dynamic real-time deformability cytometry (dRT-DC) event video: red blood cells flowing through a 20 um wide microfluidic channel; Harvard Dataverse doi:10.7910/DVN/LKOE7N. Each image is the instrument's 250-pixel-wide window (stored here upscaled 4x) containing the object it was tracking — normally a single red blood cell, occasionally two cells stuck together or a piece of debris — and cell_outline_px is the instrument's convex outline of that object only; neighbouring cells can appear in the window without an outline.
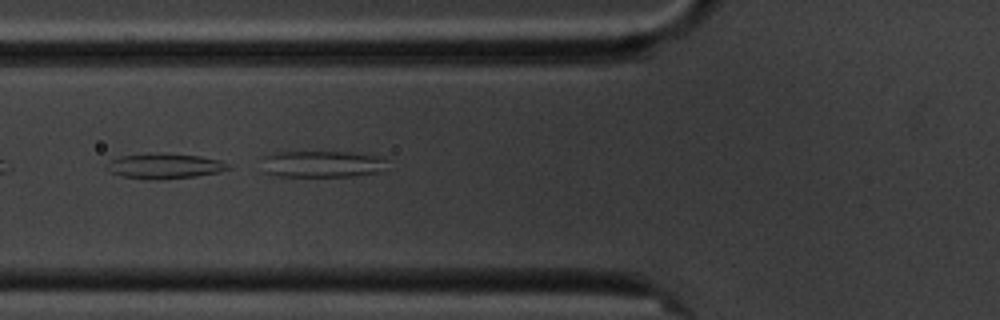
{"species": "common noctule bat (a hibernating species)", "species_latin": "Nyctalus noctula", "temperature_condition": "cold", "stored_images_in_passage": 6, "camera_frame_rate_fps": 3000, "um_per_image_px": 0.085, "animal": {"sex": "male", "body_mass_g": 20.1, "forearm_length_mm": 53.5}, "frame": {"image": 1, "passage_image": 6, "time_ms": 5.667, "image_size_px": [1000, 320], "cell_outline_px": [[388, 160], [376, 172], [352, 176], [272, 176], [260, 172], [260, 156], [276, 152], [348, 152], [384, 156]], "centroid_in_image_um": [27.2, 13.93], "position_along_channel_um": 98.6, "area_um2": 19.88}}